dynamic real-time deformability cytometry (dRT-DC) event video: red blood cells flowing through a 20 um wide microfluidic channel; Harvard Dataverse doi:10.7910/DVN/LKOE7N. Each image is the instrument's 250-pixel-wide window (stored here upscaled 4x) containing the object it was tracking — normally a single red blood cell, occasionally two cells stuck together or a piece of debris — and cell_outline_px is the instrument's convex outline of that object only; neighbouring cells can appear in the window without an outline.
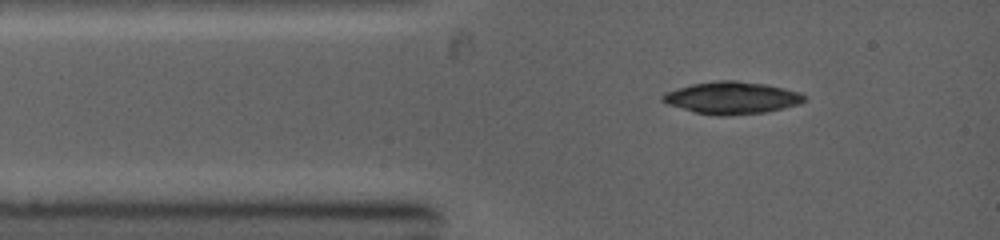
{"species": "common noctule bat (a hibernating species)", "species_latin": "Nyctalus noctula", "temperature_condition": "warm", "stored_images_in_passage": 1, "camera_frame_rate_fps": 5000, "um_per_image_px": 0.085, "animal": {"sex": "female", "body_mass_g": 19.0, "forearm_length_mm": 53.3}, "frame": {"image": 1, "passage_image": 1, "time_ms": 0.0, "image_size_px": [1000, 240], "cell_outline_px": [[808, 100], [800, 104], [784, 108], [764, 112], [728, 116], [720, 116], [696, 112], [668, 104], [660, 100], [660, 96], [664, 92], [692, 84], [716, 80], [736, 80], [764, 84], [784, 88], [800, 92], [808, 96]], "centroid_in_image_um": [62.24, 8.31], "position_along_channel_um": 22.8, "area_um2": 26.76}}